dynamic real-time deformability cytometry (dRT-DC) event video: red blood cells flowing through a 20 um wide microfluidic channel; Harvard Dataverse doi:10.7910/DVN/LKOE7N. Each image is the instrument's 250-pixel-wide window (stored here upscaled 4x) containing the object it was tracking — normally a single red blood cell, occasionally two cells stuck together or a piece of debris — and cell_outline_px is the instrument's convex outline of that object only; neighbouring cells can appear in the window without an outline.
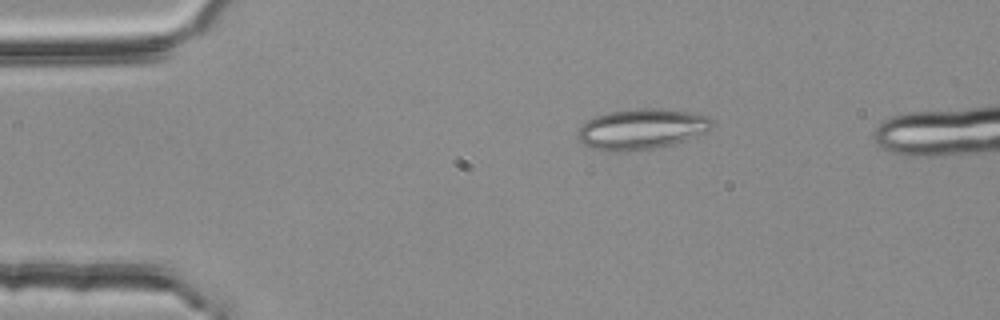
{"species": "common noctule bat (a hibernating species)", "species_latin": "Nyctalus noctula", "temperature_condition": "room temperature", "stored_images_in_passage": 45, "segment_of_instrument_passage": [1, 2], "camera_frame_rate_fps": 3000, "um_per_image_px": 0.085, "animal": {"sex": "female", "body_mass_g": 25.1}, "frame": {"image": 1, "passage_image": 3, "time_ms": 0.667, "image_size_px": [1000, 320], "cell_outline_px": [[712, 128], [708, 132], [672, 144], [656, 148], [620, 152], [604, 152], [592, 148], [584, 144], [580, 140], [576, 132], [580, 124], [592, 116], [608, 112], [640, 108], [664, 108], [692, 112], [708, 116], [712, 120]], "centroid_in_image_um": [54.51, 10.96], "position_along_channel_um": 30.5, "area_um2": 32.31}}